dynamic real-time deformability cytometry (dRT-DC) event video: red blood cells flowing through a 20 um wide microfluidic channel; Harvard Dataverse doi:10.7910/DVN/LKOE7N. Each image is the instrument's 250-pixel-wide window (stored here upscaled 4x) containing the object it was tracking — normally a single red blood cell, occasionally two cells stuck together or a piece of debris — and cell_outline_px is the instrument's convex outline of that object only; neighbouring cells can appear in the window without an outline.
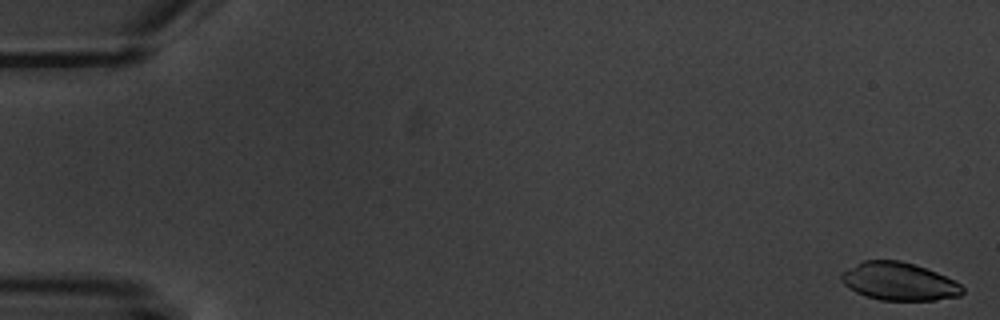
{"species": "common noctule bat (a hibernating species)", "species_latin": "Nyctalus noctula", "temperature_condition": "warm", "stored_images_in_passage": 3, "camera_frame_rate_fps": 3000, "um_per_image_px": 0.085, "animal": {"sex": "male", "body_mass_g": 20.1, "forearm_length_mm": 53.5}, "frame": {"image": 1, "passage_image": 1, "time_ms": 0.0, "image_size_px": [1000, 320], "cell_outline_px": [[964, 292], [960, 296], [936, 300], [880, 300], [856, 292], [848, 288], [840, 280], [840, 276], [844, 272], [856, 264], [864, 260], [900, 260], [936, 272], [960, 284], [964, 288]], "centroid_in_image_um": [76.41, 23.93], "position_along_channel_um": 8.6, "area_um2": 26.47}}